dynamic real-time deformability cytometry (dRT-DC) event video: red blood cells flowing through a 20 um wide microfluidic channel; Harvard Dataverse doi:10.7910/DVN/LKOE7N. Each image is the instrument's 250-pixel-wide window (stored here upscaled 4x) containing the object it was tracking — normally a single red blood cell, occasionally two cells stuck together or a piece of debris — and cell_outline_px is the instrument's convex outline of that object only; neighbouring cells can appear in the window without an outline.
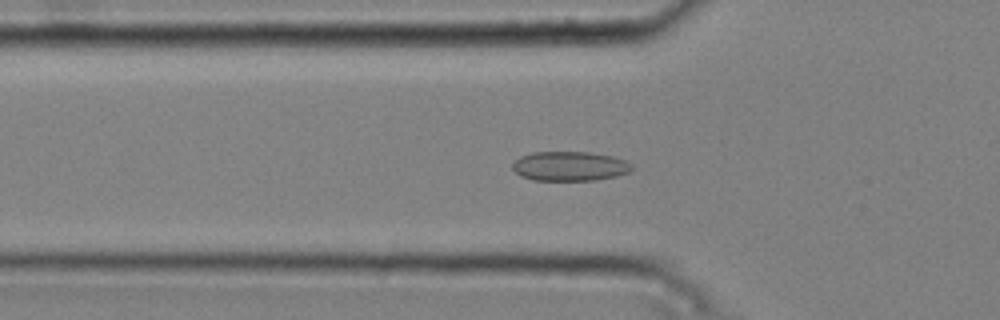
{"species": "common noctule bat (a hibernating species)", "species_latin": "Nyctalus noctula", "temperature_condition": "cold", "stored_images_in_passage": 44, "camera_frame_rate_fps": 3000, "um_per_image_px": 0.085, "animal": {"sex": "male", "body_mass_g": 20.4}, "frame": {"image": 1, "passage_image": 11, "time_ms": 3.333, "image_size_px": [1000, 320], "cell_outline_px": [[632, 168], [628, 172], [616, 176], [596, 180], [532, 180], [520, 176], [512, 168], [512, 164], [520, 156], [532, 152], [588, 152], [612, 156], [624, 160], [632, 164]], "centroid_in_image_um": [48.4, 14.12], "position_along_channel_um": 77.4, "area_um2": 20.46}}
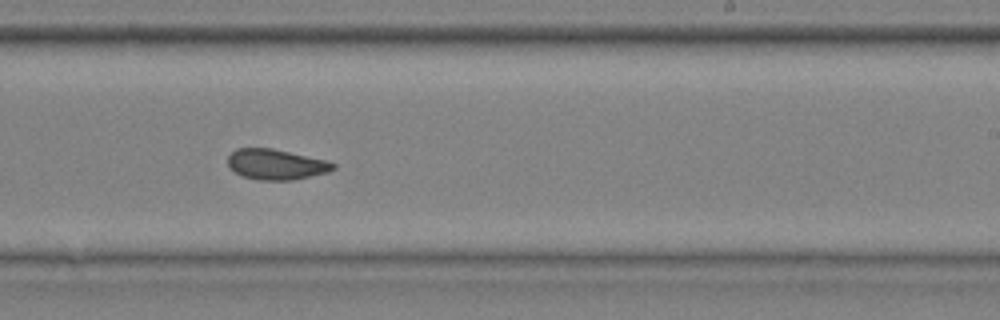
{"frame": {"image": 2, "passage_image": 26, "time_ms": 8.333, "image_size_px": [1000, 320], "cell_outline_px": [[336, 168], [328, 172], [292, 180], [260, 180], [244, 176], [228, 168], [228, 156], [236, 148], [272, 148], [328, 160], [336, 164]], "centroid_in_image_um": [23.48, 13.96], "position_along_channel_um": 265.5, "area_um2": 18.73}}
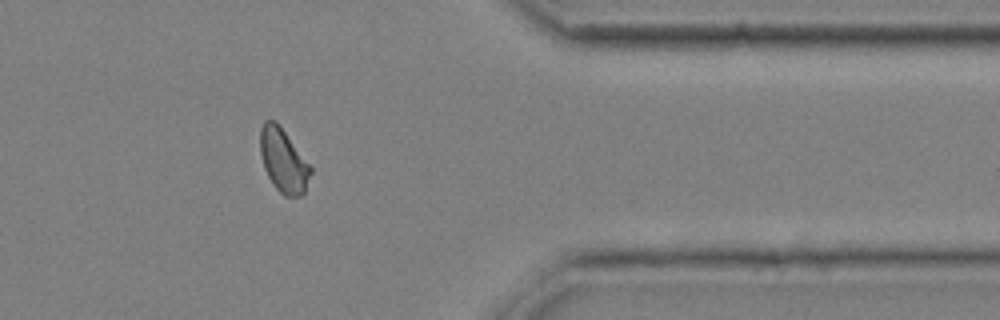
{"frame": {"image": 3, "passage_image": 37, "time_ms": 12.0, "image_size_px": [1000, 320], "cell_outline_px": [[312, 172], [304, 192], [300, 196], [284, 196], [276, 188], [268, 176], [264, 168], [260, 152], [260, 128], [264, 120], [276, 120], [312, 168]], "centroid_in_image_um": [24.07, 13.63], "position_along_channel_um": 387.3, "area_um2": 18.55}, "authors_computed_cell_mechanics": {"area_um2": 19.2474, "velocity_mm_per_s": 3.7645, "shape_relaxation_time_tau1_ms": null, "shape_relaxation_time_tau2_ms": 1.2174, "deformation_change_tau1": null, "deformation_change_tau2": 0.0567}}